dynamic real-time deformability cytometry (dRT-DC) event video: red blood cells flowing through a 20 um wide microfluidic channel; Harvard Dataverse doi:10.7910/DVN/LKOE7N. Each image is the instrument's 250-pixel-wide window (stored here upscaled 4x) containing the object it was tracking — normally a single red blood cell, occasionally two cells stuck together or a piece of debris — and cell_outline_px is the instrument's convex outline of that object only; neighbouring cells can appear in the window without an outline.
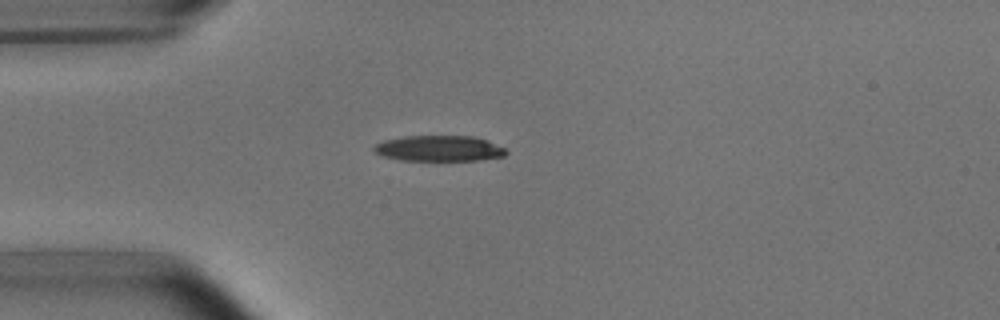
{"species": "common noctule bat (a hibernating species)", "species_latin": "Nyctalus noctula", "temperature_condition": "room temperature", "stored_images_in_passage": 6, "camera_frame_rate_fps": 3000, "um_per_image_px": 0.085, "animal": {"sex": "male", "body_mass_g": 15.6}, "frame": {"image": 1, "passage_image": 3, "time_ms": 2.667, "image_size_px": [1000, 320], "cell_outline_px": [[508, 152], [504, 156], [480, 160], [400, 160], [380, 156], [372, 152], [372, 148], [376, 144], [384, 140], [404, 136], [472, 136], [488, 140], [504, 148]], "centroid_in_image_um": [37.28, 12.62], "position_along_channel_um": 47.7, "area_um2": 19.94}}
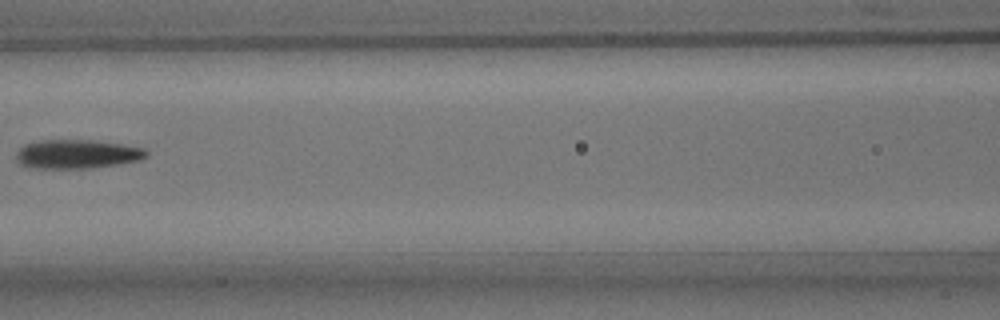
{"frame": {"image": 2, "passage_image": 6, "time_ms": 6.0, "image_size_px": [1000, 320], "cell_outline_px": [[148, 156], [140, 160], [120, 164], [92, 168], [28, 168], [20, 164], [16, 160], [16, 152], [24, 144], [40, 140], [92, 140], [120, 144], [144, 148], [148, 152]], "centroid_in_image_um": [6.53, 13.1], "position_along_channel_um": 160.1, "area_um2": 22.14}}